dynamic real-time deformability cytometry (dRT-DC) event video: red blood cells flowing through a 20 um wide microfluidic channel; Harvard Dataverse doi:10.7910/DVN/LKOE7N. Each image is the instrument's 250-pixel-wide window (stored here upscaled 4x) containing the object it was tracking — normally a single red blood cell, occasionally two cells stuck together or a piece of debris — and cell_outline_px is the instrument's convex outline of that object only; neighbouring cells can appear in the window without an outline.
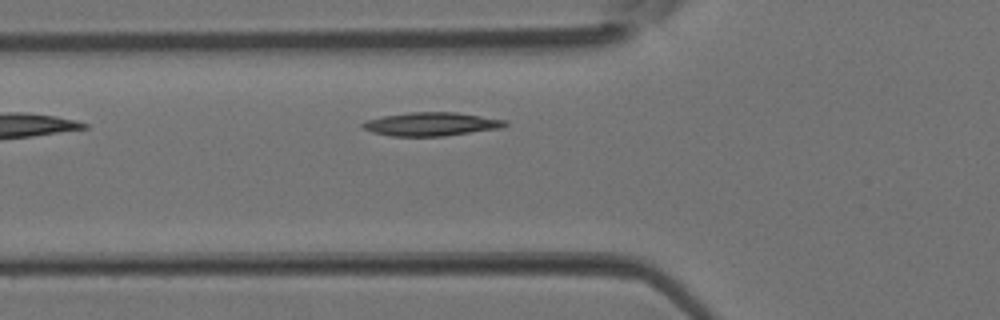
{"species": "Egyptian fruit bat (a non-hibernating species)", "species_latin": "Rousettus aegyptiacus", "temperature_condition": "room temperature", "stored_images_in_passage": 2, "camera_frame_rate_fps": 3000, "um_per_image_px": 0.085, "animal": {"sex": "female"}, "frame": {"image": 1, "passage_image": 2, "time_ms": 0.333, "image_size_px": [1000, 320], "cell_outline_px": [[508, 124], [500, 128], [444, 136], [392, 136], [372, 132], [364, 128], [360, 124], [364, 120], [384, 116], [412, 112], [456, 112], [508, 120]], "centroid_in_image_um": [36.66, 10.54], "position_along_channel_um": 89.1, "area_um2": 19.48}}